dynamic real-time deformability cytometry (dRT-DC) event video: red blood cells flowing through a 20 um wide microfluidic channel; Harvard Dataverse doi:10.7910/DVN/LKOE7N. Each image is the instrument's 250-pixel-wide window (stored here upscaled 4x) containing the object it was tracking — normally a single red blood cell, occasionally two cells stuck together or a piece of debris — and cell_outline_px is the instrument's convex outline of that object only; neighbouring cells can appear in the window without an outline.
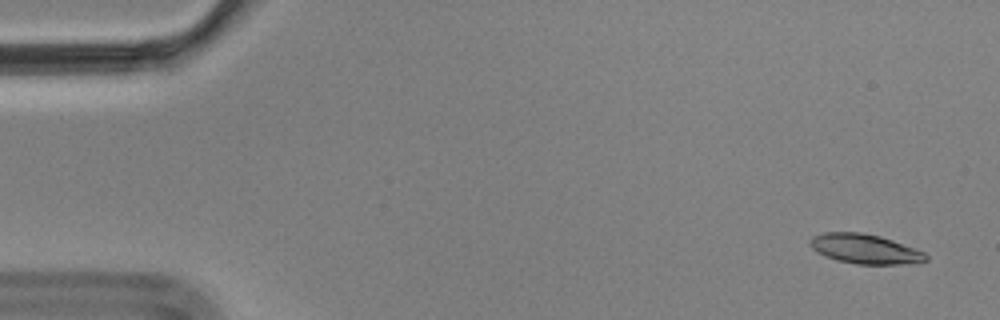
{"species": "Egyptian fruit bat (a non-hibernating species)", "species_latin": "Rousettus aegyptiacus", "temperature_condition": "cold", "stored_images_in_passage": 5, "camera_frame_rate_fps": 3000, "um_per_image_px": 0.085, "animal": {"sex": "male"}, "frame": {"image": 1, "passage_image": 1, "time_ms": 0.0, "image_size_px": [1000, 320], "cell_outline_px": [[928, 260], [920, 264], [856, 264], [836, 260], [824, 256], [816, 252], [812, 248], [808, 240], [812, 236], [824, 232], [860, 232], [880, 236], [892, 240], [924, 252], [928, 256]], "centroid_in_image_um": [73.52, 21.17], "position_along_channel_um": 11.5, "area_um2": 20.23}}
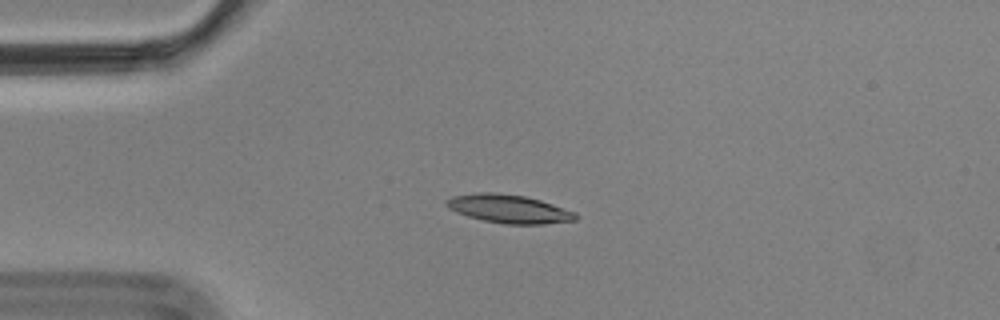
{"frame": {"image": 2, "passage_image": 4, "time_ms": 1.0, "image_size_px": [1000, 320], "cell_outline_px": [[576, 220], [544, 224], [504, 224], [484, 220], [468, 216], [456, 212], [448, 208], [444, 204], [444, 200], [452, 196], [476, 192], [492, 192], [524, 196], [540, 200], [576, 212]], "centroid_in_image_um": [43.21, 17.74], "position_along_channel_um": 41.8, "area_um2": 21.39}}